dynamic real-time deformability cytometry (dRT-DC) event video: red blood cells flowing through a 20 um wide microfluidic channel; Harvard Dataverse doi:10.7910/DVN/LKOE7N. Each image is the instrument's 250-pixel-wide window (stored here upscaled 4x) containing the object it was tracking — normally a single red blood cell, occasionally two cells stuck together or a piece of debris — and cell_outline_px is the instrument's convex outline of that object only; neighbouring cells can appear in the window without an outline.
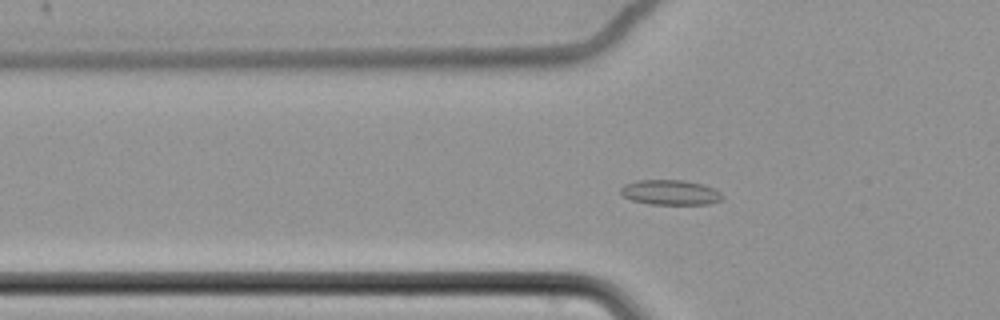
{"species": "common noctule bat (a hibernating species)", "species_latin": "Nyctalus noctula", "temperature_condition": "cold", "stored_images_in_passage": 42, "camera_frame_rate_fps": 3000, "um_per_image_px": 0.085, "animal": {"sex": "female", "body_mass_g": 22.7, "forearm_length_mm": 54.2}, "frame": {"image": 1, "passage_image": 2, "time_ms": 0.333, "image_size_px": [1000, 320], "cell_outline_px": [[724, 196], [720, 200], [708, 204], [648, 204], [632, 200], [624, 196], [620, 192], [620, 188], [624, 184], [636, 180], [684, 180], [704, 184], [720, 192]], "centroid_in_image_um": [56.96, 16.35], "position_along_channel_um": 68.8, "area_um2": 14.85}}
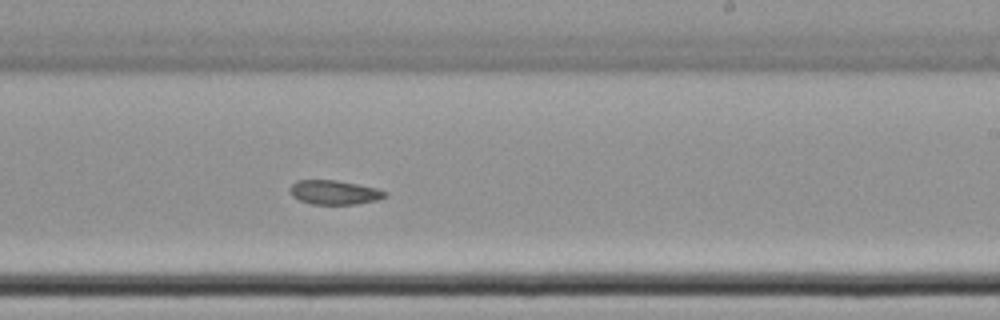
{"frame": {"image": 2, "passage_image": 19, "time_ms": 6.0, "image_size_px": [1000, 320], "cell_outline_px": [[388, 196], [376, 200], [356, 204], [312, 204], [300, 200], [292, 196], [288, 192], [288, 188], [296, 180], [336, 180], [376, 188], [388, 192]], "centroid_in_image_um": [28.39, 16.35], "position_along_channel_um": 260.6, "area_um2": 13.47}}
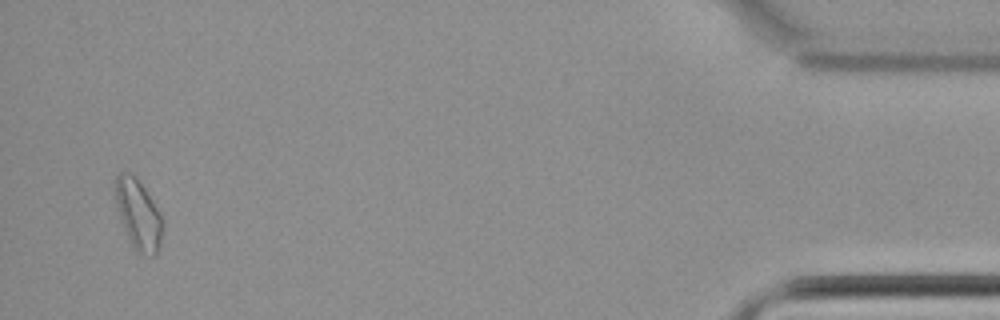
{"frame": {"image": 3, "passage_image": 40, "time_ms": 13.0, "image_size_px": [1000, 320], "cell_outline_px": [[164, 224], [160, 248], [152, 256], [136, 252], [132, 248], [124, 228], [116, 204], [116, 176], [120, 172], [128, 172], [136, 176], [160, 212]], "centroid_in_image_um": [11.78, 18.26], "position_along_channel_um": 423.4, "area_um2": 19.25}, "authors_computed_cell_mechanics": {"area_um2": 14.1899, "velocity_mm_per_s": 3.4466, "shape_relaxation_time_tau1_ms": null, "shape_relaxation_time_tau2_ms": 7.3678, "deformation_change_tau1": null, "deformation_change_tau2": 0.0588}}